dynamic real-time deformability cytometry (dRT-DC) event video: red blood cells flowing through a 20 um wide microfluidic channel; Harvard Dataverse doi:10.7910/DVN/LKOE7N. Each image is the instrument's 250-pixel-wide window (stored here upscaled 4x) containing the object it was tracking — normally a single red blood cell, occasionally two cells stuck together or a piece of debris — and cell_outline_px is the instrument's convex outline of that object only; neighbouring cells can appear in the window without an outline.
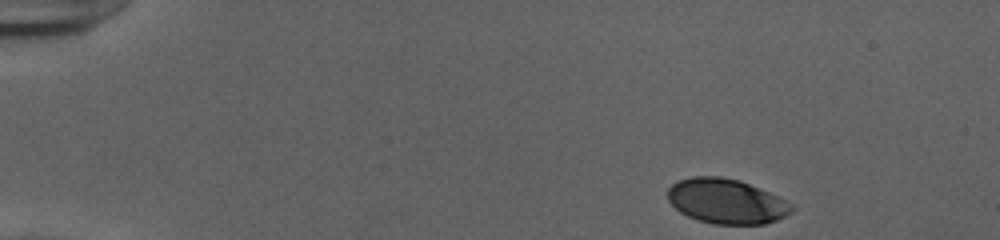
{"species": "human", "species_latin": "Homo sapiens", "temperature_condition": "cold", "stored_images_in_passage": 41, "camera_frame_rate_fps": 3000, "um_per_image_px": 0.085, "donor": {"sex": "female"}, "frame": {"image": 1, "passage_image": 1, "time_ms": 0.0, "image_size_px": [1000, 240], "cell_outline_px": [[796, 208], [792, 212], [776, 220], [764, 224], [712, 224], [688, 216], [680, 212], [668, 200], [668, 188], [672, 184], [680, 180], [692, 176], [720, 176], [740, 180], [768, 192], [792, 204]], "centroid_in_image_um": [61.74, 17.1], "position_along_channel_um": 23.3, "area_um2": 32.25}}
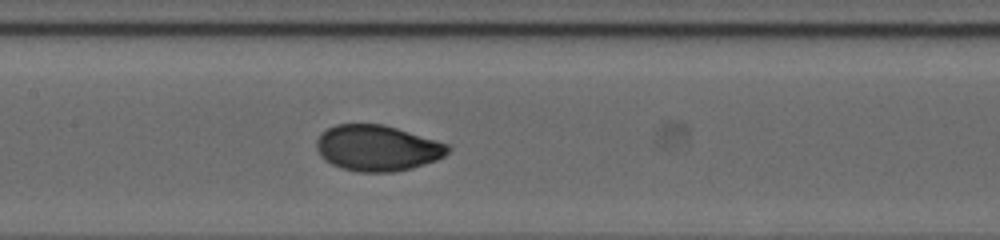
{"frame": {"image": 2, "passage_image": 21, "time_ms": 6.667, "image_size_px": [1000, 240], "cell_outline_px": [[452, 148], [444, 156], [436, 160], [412, 168], [392, 172], [360, 172], [340, 168], [324, 160], [320, 156], [316, 148], [316, 140], [328, 128], [336, 124], [384, 124], [452, 144]], "centroid_in_image_um": [32.11, 12.58], "position_along_channel_um": 175.3, "area_um2": 35.43}}
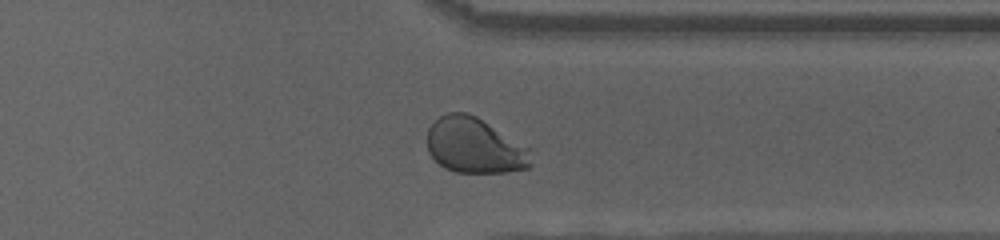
{"frame": {"image": 3, "passage_image": 36, "time_ms": 11.667, "image_size_px": [1000, 240], "cell_outline_px": [[532, 164], [528, 168], [504, 172], [456, 172], [444, 168], [428, 152], [428, 128], [440, 116], [448, 112], [468, 112], [476, 116], [532, 148]], "centroid_in_image_um": [40.39, 12.37], "position_along_channel_um": 371.0, "area_um2": 33.81}, "authors_computed_cell_mechanics": {"area_um2": 34.2754, "velocity_mm_per_s": 3.9229, "shape_relaxation_time_tau1_ms": 2.8713, "shape_relaxation_time_tau2_ms": null, "deformation_change_tau1": 0.1529, "deformation_change_tau2": null}}